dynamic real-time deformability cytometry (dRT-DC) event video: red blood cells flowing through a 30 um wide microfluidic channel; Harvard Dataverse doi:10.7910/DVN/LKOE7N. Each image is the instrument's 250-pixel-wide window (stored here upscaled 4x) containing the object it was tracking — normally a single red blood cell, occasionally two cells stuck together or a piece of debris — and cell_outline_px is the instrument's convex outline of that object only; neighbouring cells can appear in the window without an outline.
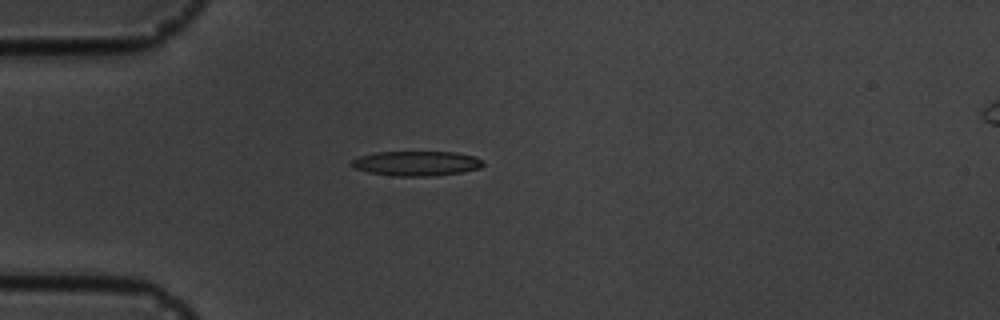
{"species": "common noctule bat (a hibernating species)", "species_latin": "Nyctalus noctula", "temperature_condition": "cold", "stored_images_in_passage": 1, "camera_frame_rate_fps": 3000, "um_per_image_px": 0.085, "animal": {"sex": "male", "body_mass_g": 19.5, "forearm_length_mm": 54.6}, "frame": {"image": 1, "passage_image": 1, "time_ms": 0.0, "image_size_px": [1000, 320], "cell_outline_px": [[484, 164], [480, 168], [464, 172], [432, 176], [392, 176], [368, 172], [352, 168], [352, 160], [360, 156], [376, 152], [456, 152], [476, 156]], "centroid_in_image_um": [35.41, 13.89], "position_along_channel_um": 49.6, "area_um2": 19.07}}